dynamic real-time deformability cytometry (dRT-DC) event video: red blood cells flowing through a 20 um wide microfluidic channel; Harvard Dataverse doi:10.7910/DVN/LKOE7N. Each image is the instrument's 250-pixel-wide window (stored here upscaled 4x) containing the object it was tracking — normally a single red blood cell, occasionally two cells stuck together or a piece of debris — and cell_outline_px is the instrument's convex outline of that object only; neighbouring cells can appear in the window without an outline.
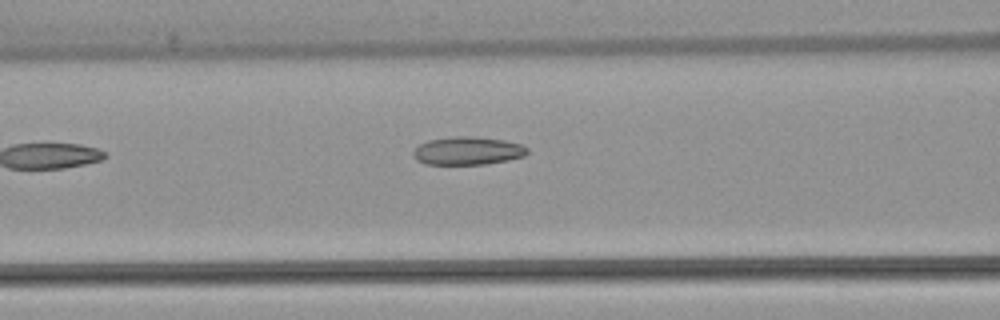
{"species": "common noctule bat (a hibernating species)", "species_latin": "Nyctalus noctula", "temperature_condition": "warm", "stored_images_in_passage": 6, "camera_frame_rate_fps": 3000, "um_per_image_px": 0.085, "animal": {"sex": "female", "body_mass_g": 22.7, "forearm_length_mm": 54.2}, "frame": {"image": 1, "passage_image": 6, "time_ms": 6.0, "image_size_px": [1000, 320], "cell_outline_px": [[528, 152], [524, 156], [508, 160], [484, 164], [424, 164], [416, 160], [412, 156], [412, 152], [420, 144], [428, 140], [456, 136], [472, 136], [504, 140], [524, 144], [528, 148]], "centroid_in_image_um": [39.76, 12.81], "position_along_channel_um": 126.8, "area_um2": 18.79}}